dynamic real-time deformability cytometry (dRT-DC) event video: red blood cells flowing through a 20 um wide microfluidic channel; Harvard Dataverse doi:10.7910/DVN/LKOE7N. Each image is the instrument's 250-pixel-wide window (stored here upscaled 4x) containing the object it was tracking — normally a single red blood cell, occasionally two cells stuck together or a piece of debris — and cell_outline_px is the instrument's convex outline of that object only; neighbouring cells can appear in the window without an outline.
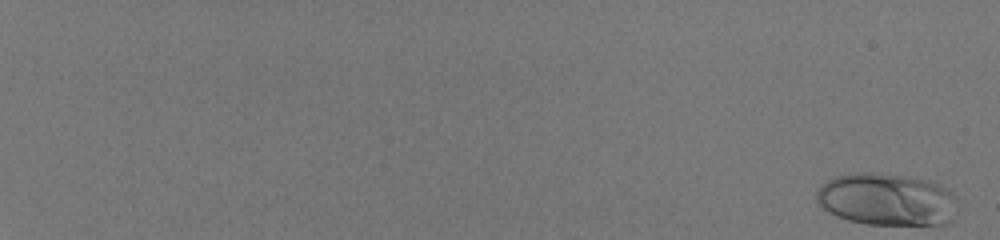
{"species": "human", "species_latin": "Homo sapiens", "temperature_condition": "room temperature", "stored_images_in_passage": 55, "camera_frame_rate_fps": 3000, "um_per_image_px": 0.085, "donor": {"sex": "male"}, "frame": {"image": 1, "passage_image": 1, "time_ms": 0.0, "image_size_px": [1000, 240], "cell_outline_px": [[956, 200], [952, 220], [944, 224], [868, 224], [848, 220], [828, 212], [816, 200], [816, 192], [828, 180], [836, 176], [856, 172], [868, 172], [904, 176], [924, 180], [936, 184], [952, 192], [956, 196]], "centroid_in_image_um": [75.36, 16.96], "position_along_channel_um": 9.6, "area_um2": 42.48}}
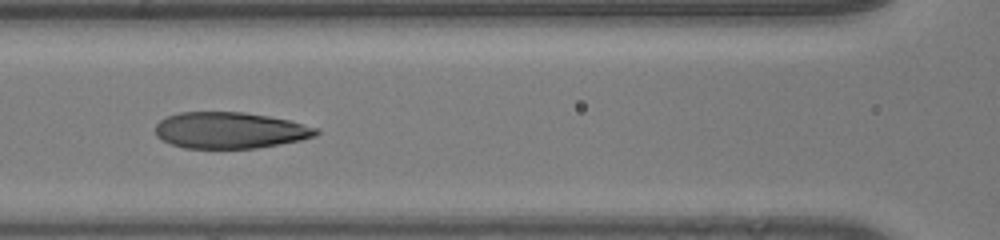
{"frame": {"image": 2, "passage_image": 31, "time_ms": 10.0, "image_size_px": [1000, 240], "cell_outline_px": [[320, 132], [316, 136], [300, 140], [280, 144], [256, 148], [184, 148], [172, 144], [156, 136], [156, 124], [160, 120], [168, 116], [180, 112], [244, 112], [268, 116], [288, 120], [320, 128]], "centroid_in_image_um": [19.57, 11.07], "position_along_channel_um": 147.0, "area_um2": 33.99}}
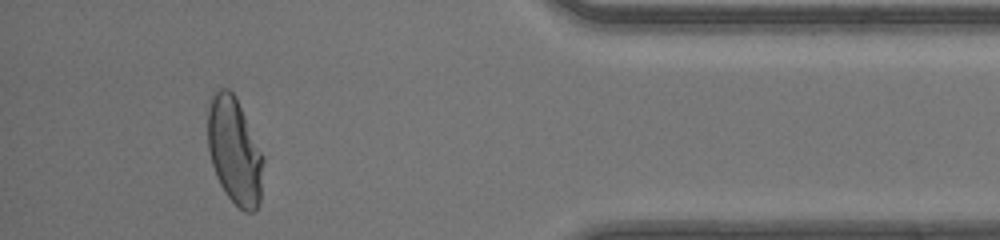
{"frame": {"image": 3, "passage_image": 52, "time_ms": 17.0, "image_size_px": [1000, 240], "cell_outline_px": [[264, 160], [260, 200], [256, 208], [252, 212], [244, 212], [228, 196], [220, 184], [216, 176], [212, 164], [208, 148], [208, 100], [220, 88], [228, 88], [236, 96], [264, 156]], "centroid_in_image_um": [19.94, 12.81], "position_along_channel_um": 415.3, "area_um2": 34.56}, "authors_computed_cell_mechanics": {"area_um2": 35.258, "velocity_mm_per_s": 4.1955, "shape_relaxation_time_tau1_ms": 5.0146, "shape_relaxation_time_tau2_ms": null, "deformation_change_tau1": 0.2279, "deformation_change_tau2": null}}